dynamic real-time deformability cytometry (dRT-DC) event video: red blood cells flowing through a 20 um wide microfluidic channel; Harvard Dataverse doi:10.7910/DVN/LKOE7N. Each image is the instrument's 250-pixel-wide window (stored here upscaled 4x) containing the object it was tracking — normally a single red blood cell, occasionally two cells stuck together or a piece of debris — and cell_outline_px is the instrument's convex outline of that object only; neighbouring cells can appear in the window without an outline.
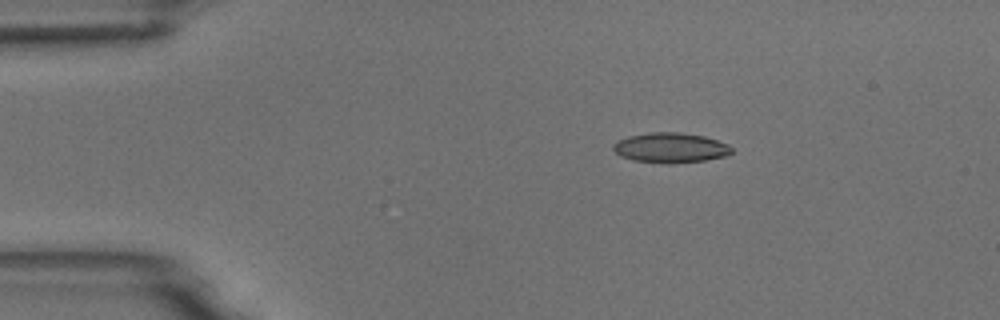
{"species": "common noctule bat (a hibernating species)", "species_latin": "Nyctalus noctula", "temperature_condition": "room temperature", "stored_images_in_passage": 3, "camera_frame_rate_fps": 3000, "um_per_image_px": 0.085, "animal": {"sex": "male", "body_mass_g": 18.8}, "frame": {"image": 1, "passage_image": 2, "time_ms": 1.0, "image_size_px": [1000, 320], "cell_outline_px": [[732, 152], [724, 156], [704, 160], [672, 164], [668, 164], [632, 160], [620, 156], [612, 148], [612, 144], [616, 140], [628, 136], [652, 132], [680, 132], [704, 136], [728, 144], [732, 148]], "centroid_in_image_um": [56.95, 12.56], "position_along_channel_um": 28.1, "area_um2": 20.81}}